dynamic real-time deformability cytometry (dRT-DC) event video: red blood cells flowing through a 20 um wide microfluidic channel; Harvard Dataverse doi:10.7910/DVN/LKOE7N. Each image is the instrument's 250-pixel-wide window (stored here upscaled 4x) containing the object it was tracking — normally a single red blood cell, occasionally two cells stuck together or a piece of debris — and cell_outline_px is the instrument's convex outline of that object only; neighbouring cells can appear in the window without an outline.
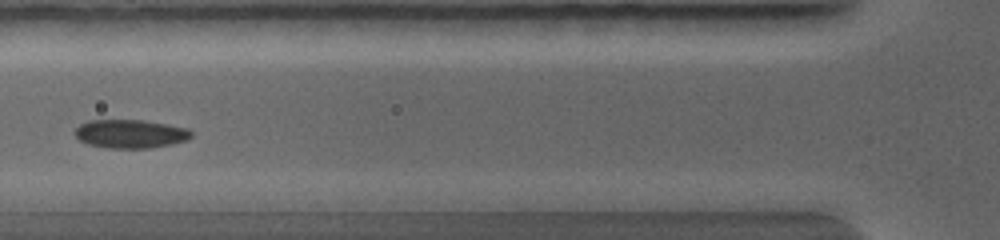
{"species": "common noctule bat (a hibernating species)", "species_latin": "Nyctalus noctula", "temperature_condition": "warm", "stored_images_in_passage": 17, "camera_frame_rate_fps": 5000, "um_per_image_px": 0.085, "animal": {"sex": "female", "body_mass_g": 19.0, "forearm_length_mm": 56.7}, "frame": {"image": 1, "passage_image": 5, "time_ms": 3.2, "image_size_px": [1000, 240], "cell_outline_px": [[192, 136], [184, 140], [172, 144], [148, 148], [104, 148], [88, 144], [80, 140], [76, 136], [76, 128], [80, 124], [92, 120], [140, 120], [184, 128], [192, 132]], "centroid_in_image_um": [11.03, 11.39], "position_along_channel_um": 114.8, "area_um2": 18.96}}
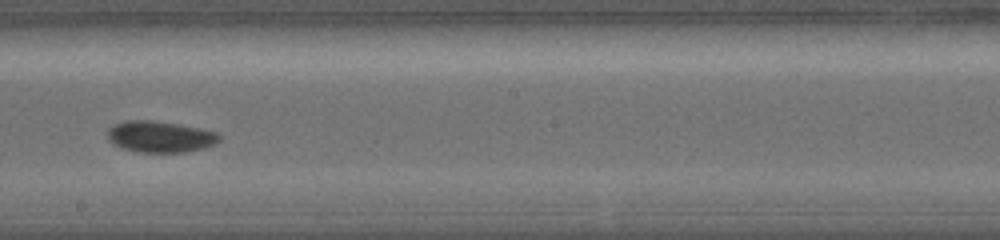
{"frame": {"image": 2, "passage_image": 8, "time_ms": 5.4, "image_size_px": [1000, 240], "cell_outline_px": [[220, 140], [204, 148], [184, 152], [140, 152], [124, 148], [116, 144], [108, 136], [108, 132], [116, 124], [132, 120], [148, 120], [196, 128], [212, 132], [220, 136]], "centroid_in_image_um": [13.62, 11.64], "position_along_channel_um": 234.6, "area_um2": 19.36}}
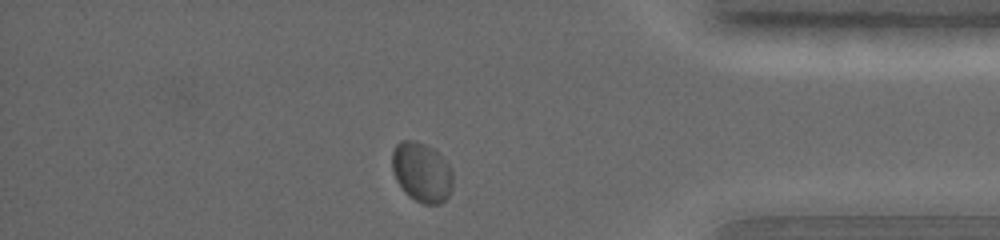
{"frame": {"image": 3, "passage_image": 15, "time_ms": 8.8, "image_size_px": [1000, 240], "cell_outline_px": [[452, 184], [448, 196], [440, 204], [424, 204], [416, 200], [400, 184], [392, 168], [392, 156], [396, 144], [404, 140], [416, 144], [448, 168], [452, 176]], "centroid_in_image_um": [35.79, 14.76], "position_along_channel_um": 399.4, "area_um2": 18.79}}